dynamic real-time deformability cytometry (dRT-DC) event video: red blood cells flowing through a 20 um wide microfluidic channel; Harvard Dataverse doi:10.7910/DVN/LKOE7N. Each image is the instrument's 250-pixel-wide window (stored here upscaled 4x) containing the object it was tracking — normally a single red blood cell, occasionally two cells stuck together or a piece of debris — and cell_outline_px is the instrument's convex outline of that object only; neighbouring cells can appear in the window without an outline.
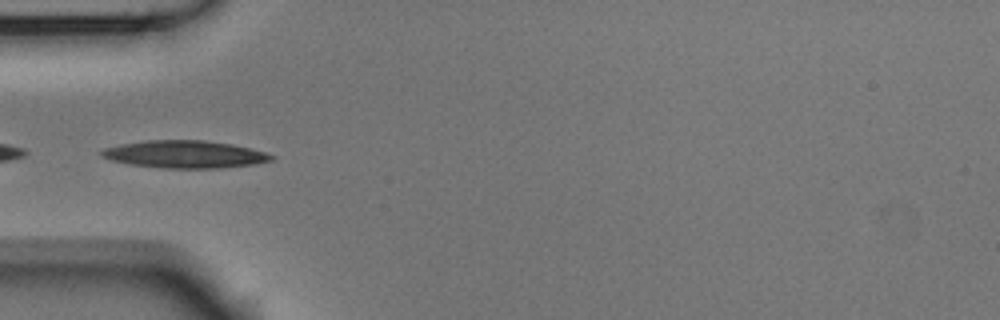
{"species": "Egyptian fruit bat (a non-hibernating species)", "species_latin": "Rousettus aegyptiacus", "temperature_condition": "room temperature", "stored_images_in_passage": 7, "camera_frame_rate_fps": 3000, "um_per_image_px": 0.085, "animal": {"sex": "male"}, "frame": {"image": 1, "passage_image": 5, "time_ms": 1.333, "image_size_px": [1000, 320], "cell_outline_px": [[276, 156], [272, 160], [256, 164], [220, 168], [164, 168], [132, 164], [112, 160], [100, 156], [100, 152], [104, 148], [120, 144], [144, 140], [204, 140], [232, 144], [264, 152]], "centroid_in_image_um": [15.71, 13.11], "position_along_channel_um": 69.3, "area_um2": 27.11}}
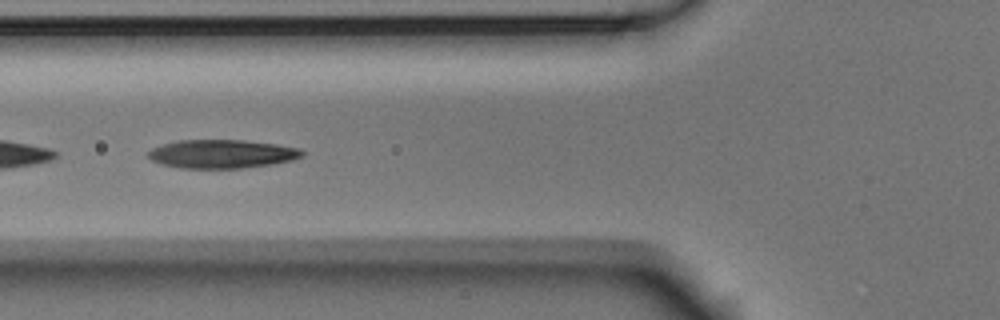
{"frame": {"image": 2, "passage_image": 6, "time_ms": 1.667, "image_size_px": [1000, 320], "cell_outline_px": [[304, 156], [292, 160], [272, 164], [244, 168], [180, 168], [160, 164], [152, 160], [148, 156], [148, 152], [152, 148], [176, 140], [244, 140], [276, 144], [300, 148], [304, 152]], "centroid_in_image_um": [18.87, 13.08], "position_along_channel_um": 106.9, "area_um2": 25.72}}
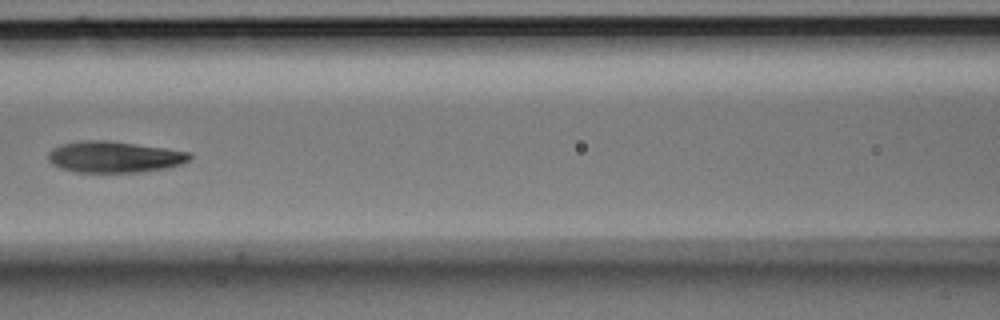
{"frame": {"image": 3, "passage_image": 7, "time_ms": 2.0, "image_size_px": [1000, 320], "cell_outline_px": [[192, 156], [188, 160], [180, 164], [164, 168], [144, 172], [76, 172], [60, 168], [52, 164], [48, 160], [48, 152], [52, 148], [60, 144], [80, 140], [104, 140], [164, 148], [188, 152]], "centroid_in_image_um": [9.64, 13.34], "position_along_channel_um": 157.0, "area_um2": 25.66}}